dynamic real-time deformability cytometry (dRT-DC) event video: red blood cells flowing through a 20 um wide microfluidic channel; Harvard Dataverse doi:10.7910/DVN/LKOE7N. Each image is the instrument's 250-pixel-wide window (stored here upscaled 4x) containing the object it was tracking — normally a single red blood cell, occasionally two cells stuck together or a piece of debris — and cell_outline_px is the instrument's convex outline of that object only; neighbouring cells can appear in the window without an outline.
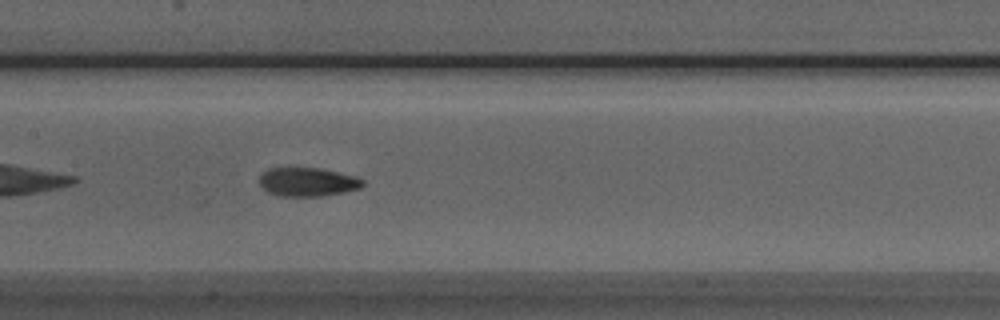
{"species": "Egyptian fruit bat (a non-hibernating species)", "species_latin": "Rousettus aegyptiacus", "temperature_condition": "room temperature", "stored_images_in_passage": 39, "camera_frame_rate_fps": 3000, "um_per_image_px": 0.085, "animal": {"sex": "male"}, "frame": {"image": 1, "passage_image": 12, "time_ms": 3.667, "image_size_px": [1000, 320], "cell_outline_px": [[364, 184], [360, 188], [344, 192], [324, 196], [280, 196], [268, 192], [260, 184], [260, 176], [268, 168], [288, 164], [320, 168], [356, 176], [364, 180]], "centroid_in_image_um": [26.12, 15.41], "position_along_channel_um": 181.3, "area_um2": 18.03}}
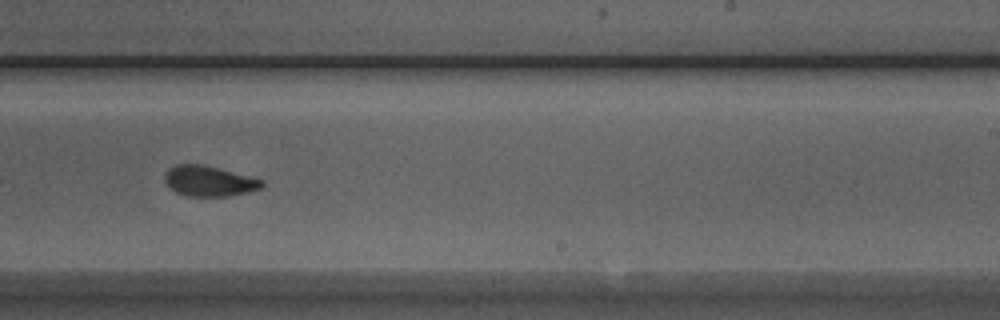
{"frame": {"image": 2, "passage_image": 19, "time_ms": 6.0, "image_size_px": [1000, 320], "cell_outline_px": [[264, 184], [260, 188], [248, 192], [228, 196], [188, 196], [176, 192], [168, 188], [164, 180], [164, 176], [168, 168], [176, 164], [204, 164], [264, 180]], "centroid_in_image_um": [17.73, 15.38], "position_along_channel_um": 271.3, "area_um2": 17.34}}
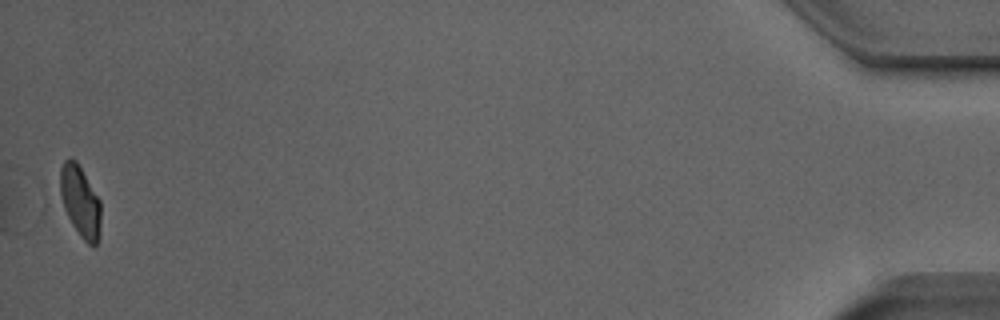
{"frame": {"image": 3, "passage_image": 39, "time_ms": 12.667, "image_size_px": [1000, 320], "cell_outline_px": [[100, 236], [96, 244], [88, 244], [80, 236], [72, 224], [64, 208], [60, 196], [60, 168], [64, 160], [76, 160], [100, 200]], "centroid_in_image_um": [6.82, 17.13], "position_along_channel_um": 428.4, "area_um2": 16.7}, "authors_computed_cell_mechanics": {"area_um2": 17.7446, "velocity_mm_per_s": 3.8712, "shape_relaxation_time_tau1_ms": 3.446, "shape_relaxation_time_tau2_ms": 1.7937, "deformation_change_tau1": 0.1395, "deformation_change_tau2": 0.0767}}